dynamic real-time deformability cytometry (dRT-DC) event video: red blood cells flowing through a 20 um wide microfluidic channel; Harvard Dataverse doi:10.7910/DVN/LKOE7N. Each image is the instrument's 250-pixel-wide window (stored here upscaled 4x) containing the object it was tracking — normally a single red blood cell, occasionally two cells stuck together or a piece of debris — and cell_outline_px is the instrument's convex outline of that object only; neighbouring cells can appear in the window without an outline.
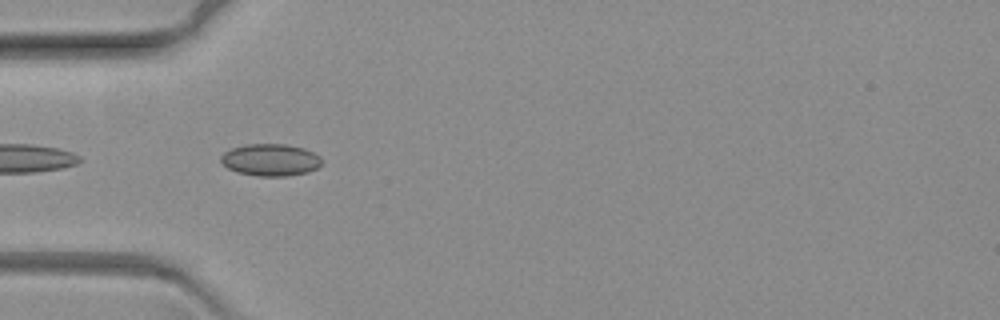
{"species": "common noctule bat (a hibernating species)", "species_latin": "Nyctalus noctula", "temperature_condition": "warm", "stored_images_in_passage": 13, "camera_frame_rate_fps": 3000, "um_per_image_px": 0.085, "animal": {"sex": "female", "body_mass_g": 19.3, "forearm_length_mm": 54.1}, "frame": {"image": 1, "passage_image": 3, "time_ms": 0.667, "image_size_px": [1000, 320], "cell_outline_px": [[324, 164], [308, 172], [288, 176], [260, 176], [236, 172], [228, 168], [220, 160], [220, 156], [224, 152], [232, 148], [248, 144], [284, 144], [304, 148], [320, 156]], "centroid_in_image_um": [23.01, 13.59], "position_along_channel_um": 62.0, "area_um2": 18.9}}